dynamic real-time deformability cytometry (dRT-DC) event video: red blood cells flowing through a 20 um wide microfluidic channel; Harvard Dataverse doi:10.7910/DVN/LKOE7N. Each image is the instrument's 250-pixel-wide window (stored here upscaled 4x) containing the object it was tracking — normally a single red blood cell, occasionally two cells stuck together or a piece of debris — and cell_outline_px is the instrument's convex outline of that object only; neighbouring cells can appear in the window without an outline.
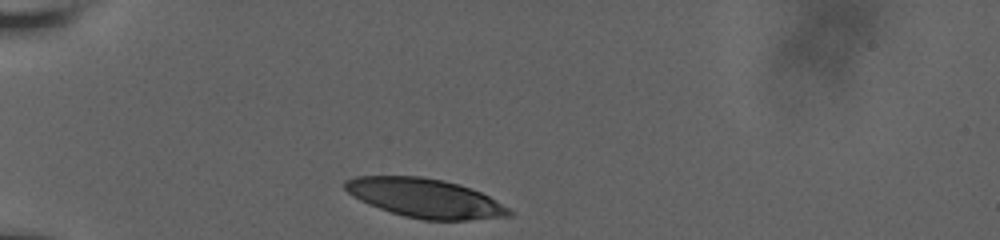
{"species": "human", "species_latin": "Homo sapiens", "temperature_condition": "room temperature", "stored_images_in_passage": 30, "camera_frame_rate_fps": 3000, "um_per_image_px": 0.085, "donor": {"sex": "male"}, "frame": {"image": 1, "passage_image": 1, "time_ms": 0.0, "image_size_px": [1000, 240], "cell_outline_px": [[512, 216], [468, 220], [424, 220], [404, 216], [368, 204], [352, 196], [344, 188], [344, 180], [356, 176], [420, 176], [444, 180], [460, 184], [480, 192], [488, 196], [508, 208], [512, 212]], "centroid_in_image_um": [36.11, 16.83], "position_along_channel_um": 48.9, "area_um2": 37.22}}
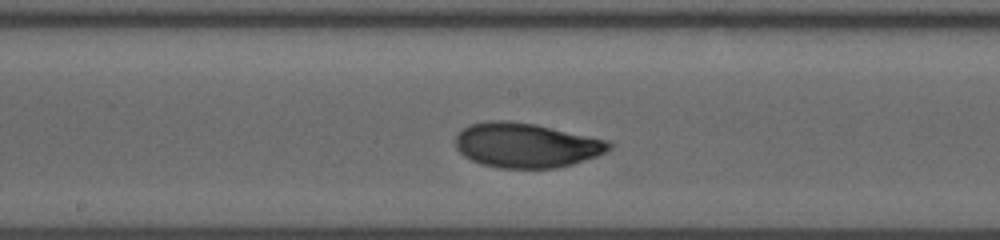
{"frame": {"image": 2, "passage_image": 19, "time_ms": 5.0, "image_size_px": [1000, 240], "cell_outline_px": [[612, 148], [596, 156], [572, 164], [556, 168], [500, 168], [480, 164], [464, 156], [456, 148], [456, 136], [468, 124], [488, 120], [504, 120], [536, 124], [608, 140], [612, 144]], "centroid_in_image_um": [44.71, 12.34], "position_along_channel_um": 203.5, "area_um2": 40.0}}
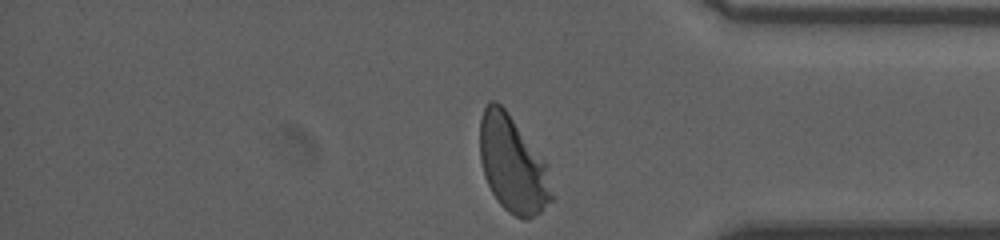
{"frame": {"image": 3, "passage_image": 30, "time_ms": 10.333, "image_size_px": [1000, 240], "cell_outline_px": [[556, 196], [540, 212], [524, 220], [508, 212], [500, 204], [492, 192], [484, 176], [480, 160], [480, 120], [484, 108], [492, 100], [496, 100], [508, 112], [548, 164]], "centroid_in_image_um": [43.62, 13.99], "position_along_channel_um": 391.6, "area_um2": 40.81}, "authors_computed_cell_mechanics": {"area_um2": 39.7086, "velocity_mm_per_s": 3.7472, "shape_relaxation_time_tau1_ms": 3.1369, "shape_relaxation_time_tau2_ms": 0.972, "deformation_change_tau1": 0.1648, "deformation_change_tau2": 0.0462}}